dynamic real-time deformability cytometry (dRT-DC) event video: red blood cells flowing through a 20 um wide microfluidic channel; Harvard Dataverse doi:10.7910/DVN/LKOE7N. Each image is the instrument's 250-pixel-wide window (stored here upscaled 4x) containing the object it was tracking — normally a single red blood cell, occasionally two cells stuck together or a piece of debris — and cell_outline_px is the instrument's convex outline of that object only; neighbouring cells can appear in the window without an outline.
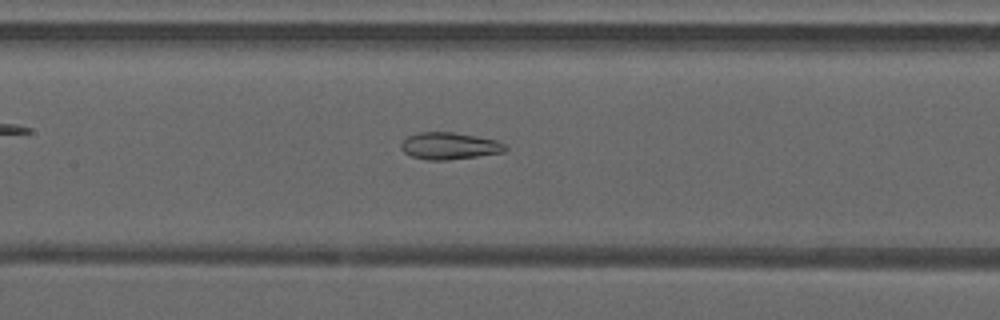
{"species": "common noctule bat (a hibernating species)", "species_latin": "Nyctalus noctula", "temperature_condition": "warm", "stored_images_in_passage": 42, "camera_frame_rate_fps": 3000, "um_per_image_px": 0.085, "animal": {"sex": "male", "forearm_length_mm": 52.5}, "frame": {"image": 1, "passage_image": 17, "time_ms": 5.333, "image_size_px": [1000, 320], "cell_outline_px": [[508, 148], [504, 152], [448, 160], [428, 160], [412, 156], [404, 152], [400, 148], [400, 144], [408, 136], [420, 132], [452, 132], [476, 136], [496, 140], [504, 144]], "centroid_in_image_um": [38.19, 12.4], "position_along_channel_um": 169.2, "area_um2": 16.24}}
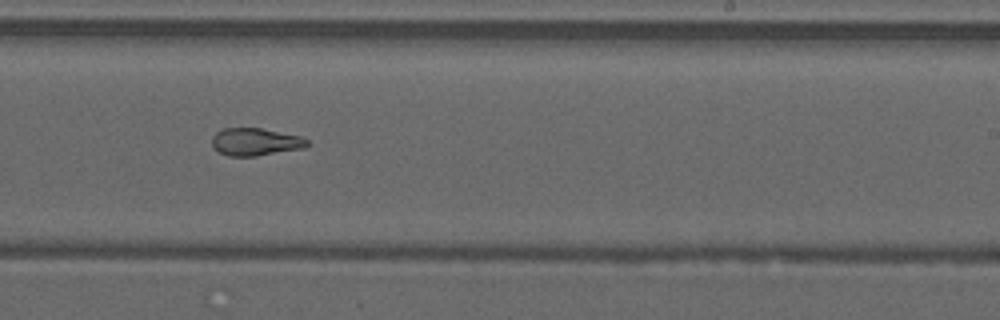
{"frame": {"image": 2, "passage_image": 24, "time_ms": 7.667, "image_size_px": [1000, 320], "cell_outline_px": [[308, 144], [304, 148], [256, 156], [228, 156], [220, 152], [212, 144], [212, 136], [216, 132], [224, 128], [260, 128], [300, 136], [308, 140]], "centroid_in_image_um": [21.7, 12.06], "position_along_channel_um": 267.3, "area_um2": 15.14}}
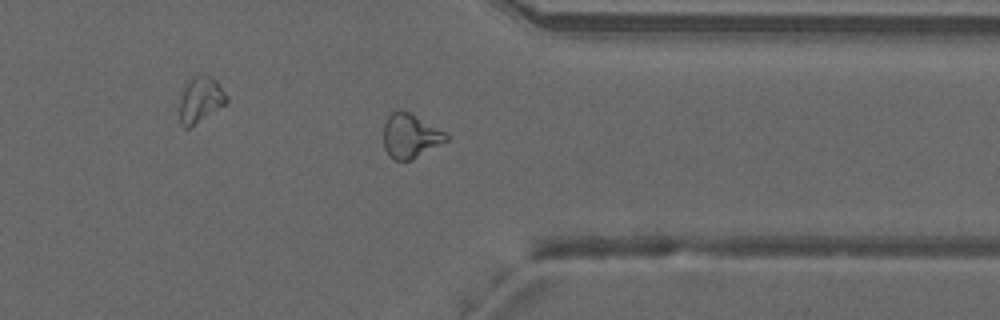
{"frame": {"image": 3, "passage_image": 32, "time_ms": 10.333, "image_size_px": [1000, 320], "cell_outline_px": [[448, 140], [412, 160], [392, 160], [388, 156], [384, 148], [384, 124], [388, 116], [396, 108], [400, 108], [408, 112], [444, 132], [448, 136]], "centroid_in_image_um": [34.83, 11.56], "position_along_channel_um": 376.6, "area_um2": 16.07}, "authors_computed_cell_mechanics": {"area_um2": 16.9643, "velocity_mm_per_s": 4.2222, "shape_relaxation_time_tau1_ms": null, "shape_relaxation_time_tau2_ms": 2.514, "deformation_change_tau1": null, "deformation_change_tau2": 0.0922}}